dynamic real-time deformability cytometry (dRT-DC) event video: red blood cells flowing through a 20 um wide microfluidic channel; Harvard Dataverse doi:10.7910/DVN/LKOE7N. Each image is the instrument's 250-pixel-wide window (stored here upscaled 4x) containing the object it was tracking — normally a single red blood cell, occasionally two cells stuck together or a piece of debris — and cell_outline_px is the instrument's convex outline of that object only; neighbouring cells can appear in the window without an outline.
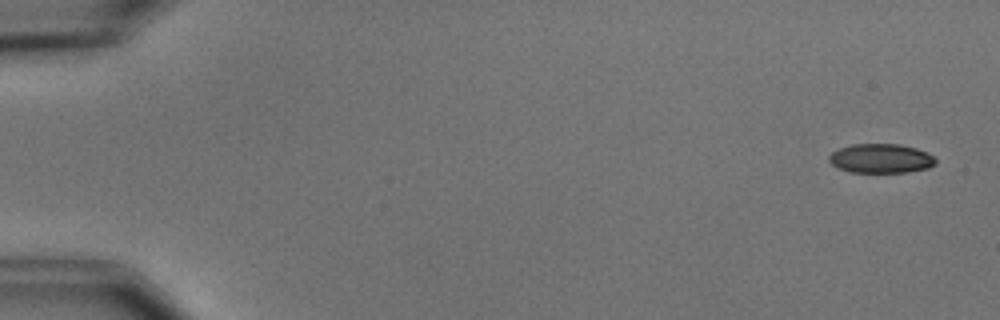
{"species": "common noctule bat (a hibernating species)", "species_latin": "Nyctalus noctula", "temperature_condition": "cold", "stored_images_in_passage": 4, "camera_frame_rate_fps": 3000, "um_per_image_px": 0.085, "animal": {"sex": "male", "body_mass_g": 15.6}, "frame": {"image": 1, "passage_image": 1, "time_ms": 0.0, "image_size_px": [1000, 320], "cell_outline_px": [[936, 164], [928, 168], [908, 172], [852, 172], [836, 168], [828, 160], [828, 156], [832, 152], [840, 148], [852, 144], [900, 144], [916, 148], [928, 152], [936, 156]], "centroid_in_image_um": [74.9, 13.46], "position_along_channel_um": 10.1, "area_um2": 18.38}}
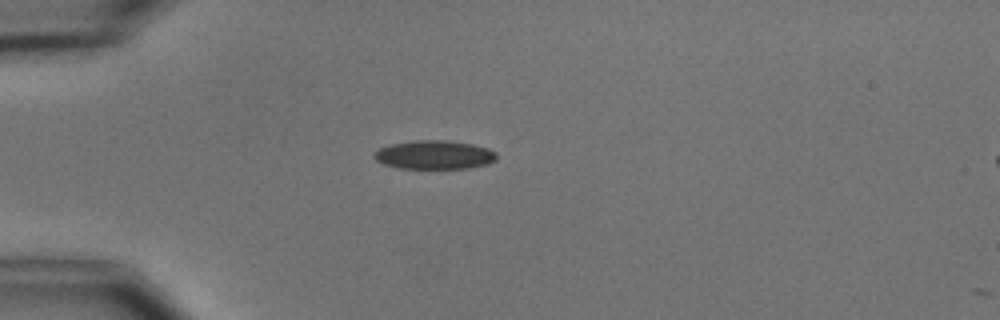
{"frame": {"image": 2, "passage_image": 4, "time_ms": 4.333, "image_size_px": [1000, 320], "cell_outline_px": [[496, 160], [488, 164], [468, 168], [400, 168], [384, 164], [376, 160], [372, 156], [372, 152], [388, 144], [412, 140], [444, 140], [472, 144], [488, 148], [496, 152]], "centroid_in_image_um": [36.89, 13.15], "position_along_channel_um": 48.1, "area_um2": 20.63}}